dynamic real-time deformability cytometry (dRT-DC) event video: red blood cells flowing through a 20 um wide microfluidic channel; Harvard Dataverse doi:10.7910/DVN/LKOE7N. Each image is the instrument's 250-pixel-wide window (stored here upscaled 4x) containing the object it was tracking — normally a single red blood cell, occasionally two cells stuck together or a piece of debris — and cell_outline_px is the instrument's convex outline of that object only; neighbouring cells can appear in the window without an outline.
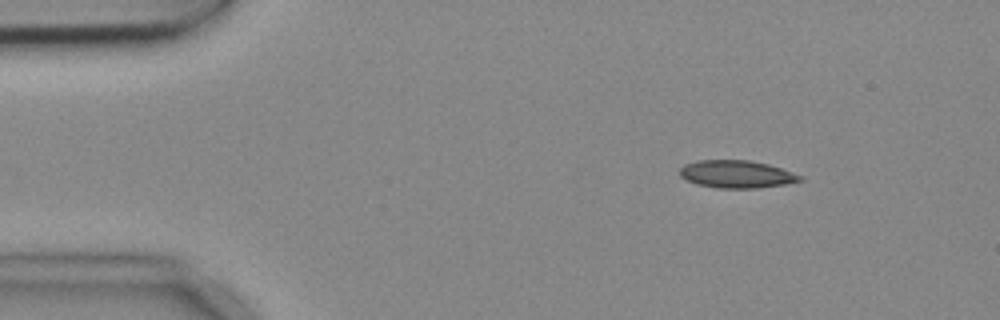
{"species": "common noctule bat (a hibernating species)", "species_latin": "Nyctalus noctula", "temperature_condition": "cold", "stored_images_in_passage": 4, "camera_frame_rate_fps": 3000, "um_per_image_px": 0.085, "animal": {"sex": "female", "body_mass_g": 18.4}, "frame": {"image": 1, "passage_image": 2, "time_ms": 0.333, "image_size_px": [1000, 320], "cell_outline_px": [[804, 180], [784, 184], [756, 188], [720, 188], [696, 184], [680, 176], [680, 168], [684, 164], [696, 160], [748, 160], [768, 164], [804, 176]], "centroid_in_image_um": [62.61, 14.8], "position_along_channel_um": 22.4, "area_um2": 19.31}}